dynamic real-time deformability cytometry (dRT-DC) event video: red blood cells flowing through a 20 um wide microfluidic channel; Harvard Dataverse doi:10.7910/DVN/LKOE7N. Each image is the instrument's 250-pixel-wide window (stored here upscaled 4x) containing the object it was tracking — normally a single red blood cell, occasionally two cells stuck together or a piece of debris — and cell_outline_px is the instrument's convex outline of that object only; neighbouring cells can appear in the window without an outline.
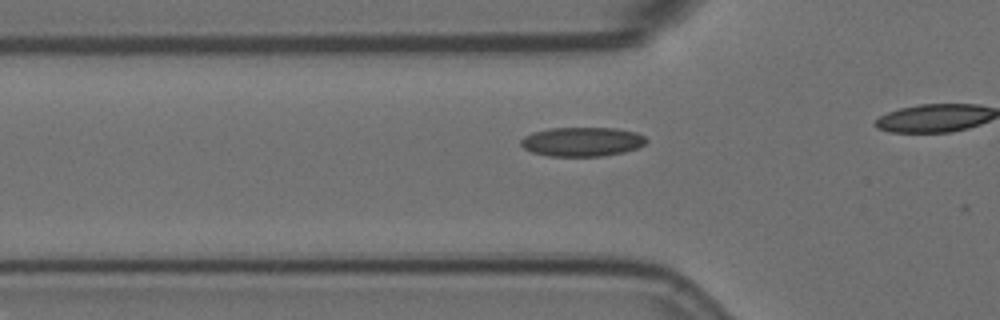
{"species": "Egyptian fruit bat (a non-hibernating species)", "species_latin": "Rousettus aegyptiacus", "temperature_condition": "room temperature", "stored_images_in_passage": 20, "camera_frame_rate_fps": 3000, "um_per_image_px": 0.085, "animal": {"sex": "female"}, "frame": {"image": 1, "passage_image": 15, "time_ms": 4.667, "image_size_px": [1000, 320], "cell_outline_px": [[648, 140], [644, 144], [636, 148], [624, 152], [600, 156], [548, 156], [532, 152], [524, 148], [520, 144], [520, 140], [524, 136], [532, 132], [548, 128], [616, 128], [636, 132], [644, 136]], "centroid_in_image_um": [49.45, 12.04], "position_along_channel_um": 76.3, "area_um2": 21.39}}
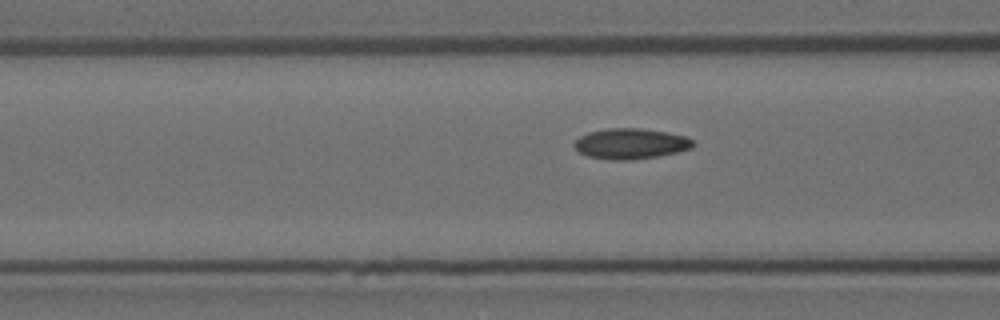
{"frame": {"image": 2, "passage_image": 18, "time_ms": 5.667, "image_size_px": [1000, 320], "cell_outline_px": [[696, 144], [692, 148], [660, 156], [632, 160], [612, 160], [588, 156], [580, 152], [572, 144], [580, 136], [588, 132], [608, 128], [640, 128], [664, 132], [684, 136], [692, 140]], "centroid_in_image_um": [53.6, 12.22], "position_along_channel_um": 113.0, "area_um2": 21.1}}